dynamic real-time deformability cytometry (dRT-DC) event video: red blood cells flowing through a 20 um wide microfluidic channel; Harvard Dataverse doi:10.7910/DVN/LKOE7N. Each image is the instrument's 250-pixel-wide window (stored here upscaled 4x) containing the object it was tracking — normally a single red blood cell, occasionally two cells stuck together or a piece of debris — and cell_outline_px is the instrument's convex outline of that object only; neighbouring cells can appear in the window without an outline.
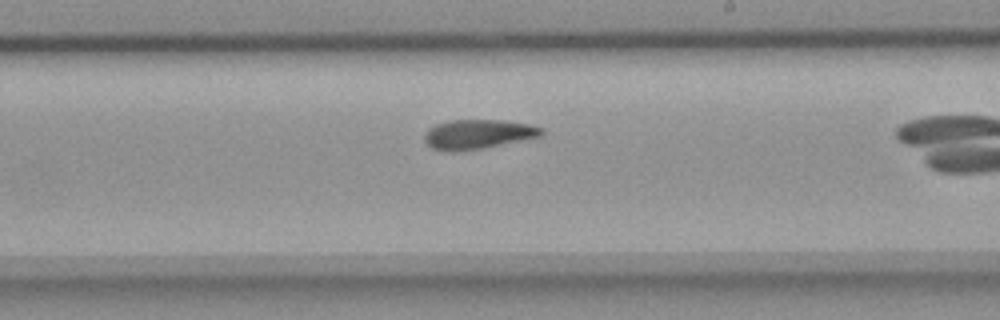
{"species": "common noctule bat (a hibernating species)", "species_latin": "Nyctalus noctula", "temperature_condition": "room temperature", "stored_images_in_passage": 27, "camera_frame_rate_fps": 3000, "um_per_image_px": 0.085, "animal": {"sex": "female", "body_mass_g": 18.4}, "frame": {"image": 1, "passage_image": 16, "time_ms": 5.0, "image_size_px": [1000, 320], "cell_outline_px": [[544, 132], [540, 136], [484, 148], [456, 152], [448, 152], [432, 148], [424, 140], [424, 136], [428, 128], [436, 124], [452, 120], [504, 120], [528, 124], [544, 128]], "centroid_in_image_um": [40.61, 11.41], "position_along_channel_um": 248.4, "area_um2": 20.11}}